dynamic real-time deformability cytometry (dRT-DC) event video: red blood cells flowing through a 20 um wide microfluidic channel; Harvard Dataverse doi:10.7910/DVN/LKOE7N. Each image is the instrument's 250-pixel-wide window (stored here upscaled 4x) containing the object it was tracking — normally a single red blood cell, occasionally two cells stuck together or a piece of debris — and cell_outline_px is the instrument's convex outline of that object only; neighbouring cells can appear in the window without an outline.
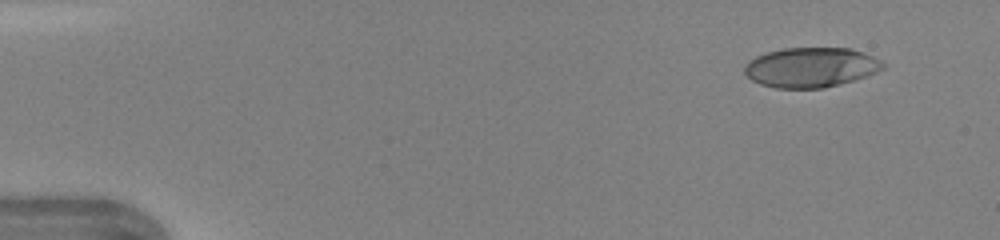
{"species": "human", "species_latin": "Homo sapiens", "temperature_condition": "warm", "stored_images_in_passage": 43, "camera_frame_rate_fps": 3000, "um_per_image_px": 0.085, "donor": {"sex": "female"}, "frame": {"image": 1, "passage_image": 1, "time_ms": 0.0, "image_size_px": [1000, 240], "cell_outline_px": [[884, 68], [876, 72], [840, 84], [824, 88], [776, 88], [760, 84], [752, 80], [744, 72], [744, 64], [748, 60], [756, 56], [768, 52], [784, 48], [848, 48], [864, 52], [880, 60], [884, 64]], "centroid_in_image_um": [68.89, 5.72], "position_along_channel_um": 16.1, "area_um2": 32.02}}
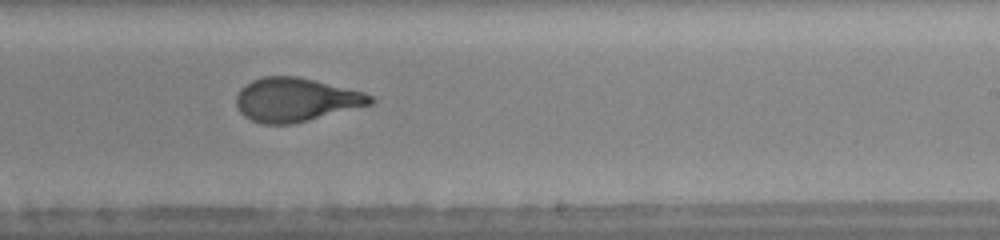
{"frame": {"image": 2, "passage_image": 26, "time_ms": 8.333, "image_size_px": [1000, 240], "cell_outline_px": [[376, 100], [372, 104], [292, 124], [260, 124], [244, 116], [240, 112], [236, 104], [236, 96], [240, 88], [244, 84], [252, 80], [264, 76], [296, 76], [364, 92], [372, 96]], "centroid_in_image_um": [25.11, 8.48], "position_along_channel_um": 263.9, "area_um2": 34.04}}
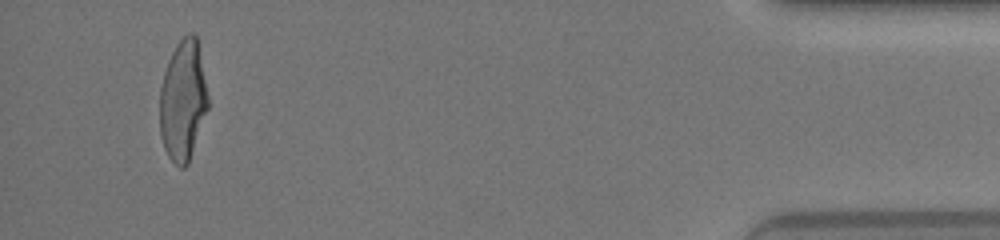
{"frame": {"image": 3, "passage_image": 41, "time_ms": 13.333, "image_size_px": [1000, 240], "cell_outline_px": [[208, 108], [188, 164], [184, 168], [180, 168], [168, 156], [164, 148], [160, 136], [160, 88], [164, 72], [168, 60], [176, 44], [188, 32], [192, 32], [196, 36], [208, 96]], "centroid_in_image_um": [15.54, 8.56], "position_along_channel_um": 419.7, "area_um2": 33.7}, "authors_computed_cell_mechanics": {"area_um2": 34.0442, "velocity_mm_per_s": 4.4016, "shape_relaxation_time_tau1_ms": 5.7395, "shape_relaxation_time_tau2_ms": 0.8661, "deformation_change_tau1": 0.2415, "deformation_change_tau2": 0.0804}}